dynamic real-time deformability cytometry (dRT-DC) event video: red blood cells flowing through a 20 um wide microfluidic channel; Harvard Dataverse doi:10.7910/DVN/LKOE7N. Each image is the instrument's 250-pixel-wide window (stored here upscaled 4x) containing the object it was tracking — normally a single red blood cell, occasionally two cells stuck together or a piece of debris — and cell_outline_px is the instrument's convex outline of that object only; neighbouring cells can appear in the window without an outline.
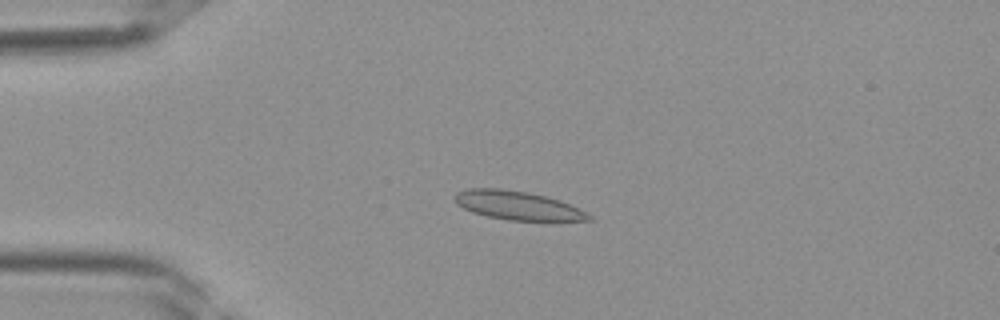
{"species": "Egyptian fruit bat (a non-hibernating species)", "species_latin": "Rousettus aegyptiacus", "temperature_condition": "room temperature", "stored_images_in_passage": 40, "camera_frame_rate_fps": 3000, "um_per_image_px": 0.085, "frame": {"image": 1, "passage_image": 10, "time_ms": 3.0, "image_size_px": [1000, 320], "cell_outline_px": [[596, 220], [508, 220], [488, 216], [472, 212], [456, 204], [456, 192], [468, 188], [500, 188], [528, 192], [560, 200], [592, 216]], "centroid_in_image_um": [43.96, 17.45], "position_along_channel_um": 41.0, "area_um2": 22.08}}
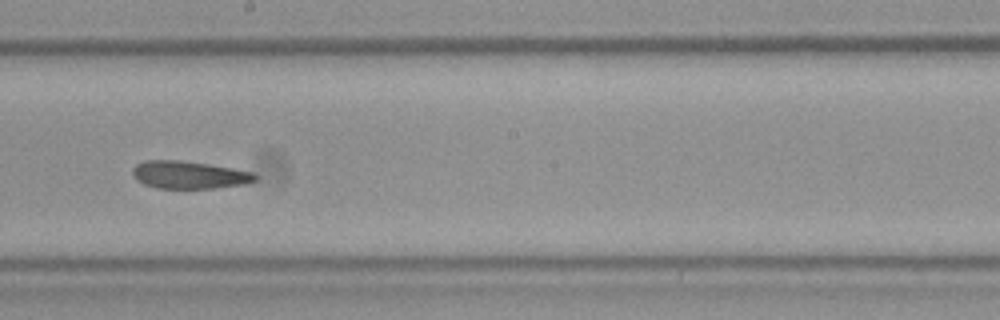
{"frame": {"image": 2, "passage_image": 23, "time_ms": 7.333, "image_size_px": [1000, 320], "cell_outline_px": [[256, 180], [244, 184], [212, 188], [156, 188], [144, 184], [136, 180], [132, 176], [132, 168], [136, 164], [144, 160], [180, 160], [208, 164], [256, 172]], "centroid_in_image_um": [16.04, 14.86], "position_along_channel_um": 232.2, "area_um2": 19.83}}
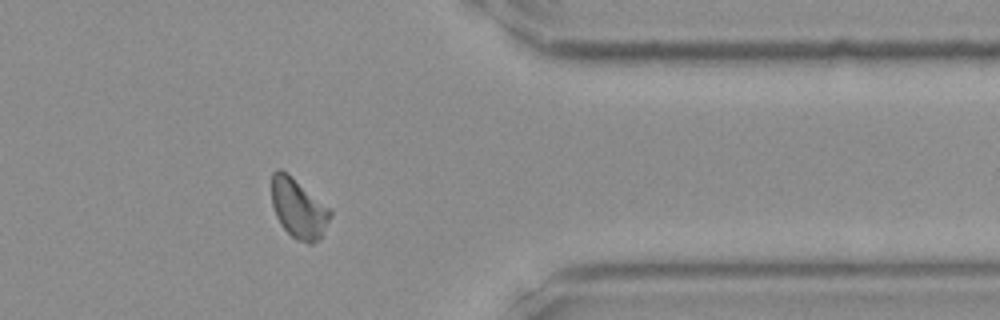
{"frame": {"image": 3, "passage_image": 33, "time_ms": 10.667, "image_size_px": [1000, 320], "cell_outline_px": [[332, 216], [320, 240], [312, 244], [308, 244], [296, 240], [280, 224], [276, 216], [272, 204], [272, 172], [276, 168], [280, 168], [288, 172], [328, 208], [332, 212]], "centroid_in_image_um": [25.36, 17.72], "position_along_channel_um": 386.0, "area_um2": 20.46}}